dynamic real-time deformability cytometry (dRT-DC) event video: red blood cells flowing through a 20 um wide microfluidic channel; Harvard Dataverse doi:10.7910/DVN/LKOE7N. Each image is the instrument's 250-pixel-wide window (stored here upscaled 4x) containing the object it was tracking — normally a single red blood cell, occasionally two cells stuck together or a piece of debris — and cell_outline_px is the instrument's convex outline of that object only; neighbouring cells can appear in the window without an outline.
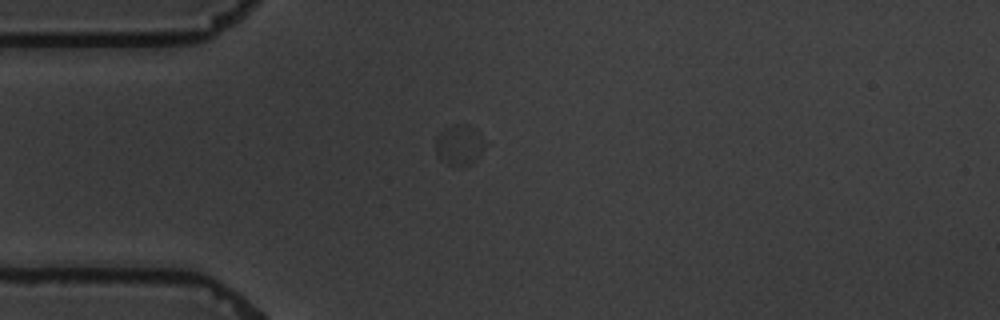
{"species": "common noctule bat (a hibernating species)", "species_latin": "Nyctalus noctula", "temperature_condition": "warm", "stored_images_in_passage": 2, "camera_frame_rate_fps": 3000, "um_per_image_px": 0.085, "animal": {"sex": "male", "body_mass_g": 19.5, "forearm_length_mm": 54.6}, "frame": {"image": 1, "passage_image": 1, "time_ms": 0.0, "image_size_px": [1000, 320], "cell_outline_px": [[488, 144], [480, 156], [476, 160], [468, 164], [448, 164], [436, 152], [436, 136], [444, 128], [452, 124], [464, 124], [476, 128]], "centroid_in_image_um": [39.1, 12.26], "position_along_channel_um": 45.9, "area_um2": 11.62}}
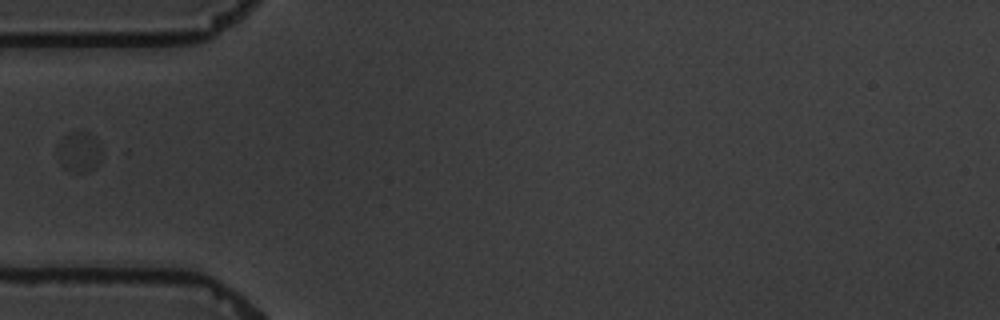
{"frame": {"image": 2, "passage_image": 2, "time_ms": 1.333, "image_size_px": [1000, 320], "cell_outline_px": [[100, 164], [96, 168], [88, 172], [80, 172], [64, 168], [56, 144], [68, 132], [88, 132], [96, 136], [100, 148]], "centroid_in_image_um": [6.76, 12.88], "position_along_channel_um": 78.2, "area_um2": 10.35}}